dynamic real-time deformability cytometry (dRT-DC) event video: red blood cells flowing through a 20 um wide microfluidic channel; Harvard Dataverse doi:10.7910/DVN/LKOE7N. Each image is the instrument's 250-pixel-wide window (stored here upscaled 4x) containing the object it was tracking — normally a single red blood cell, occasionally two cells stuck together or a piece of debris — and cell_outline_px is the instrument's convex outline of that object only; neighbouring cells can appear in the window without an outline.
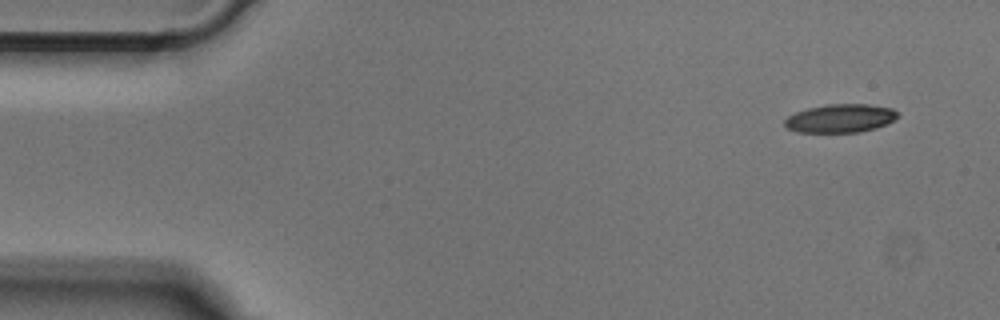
{"species": "Egyptian fruit bat (a non-hibernating species)", "species_latin": "Rousettus aegyptiacus", "temperature_condition": "cold", "stored_images_in_passage": 45, "camera_frame_rate_fps": 3000, "um_per_image_px": 0.085, "animal": {"sex": "male"}, "frame": {"image": 1, "passage_image": 1, "time_ms": 0.0, "image_size_px": [1000, 320], "cell_outline_px": [[900, 116], [876, 128], [860, 132], [796, 132], [788, 128], [784, 124], [784, 120], [788, 116], [796, 112], [808, 108], [828, 104], [868, 104], [892, 108], [900, 112]], "centroid_in_image_um": [71.45, 10.05], "position_along_channel_um": 13.6, "area_um2": 18.73}}
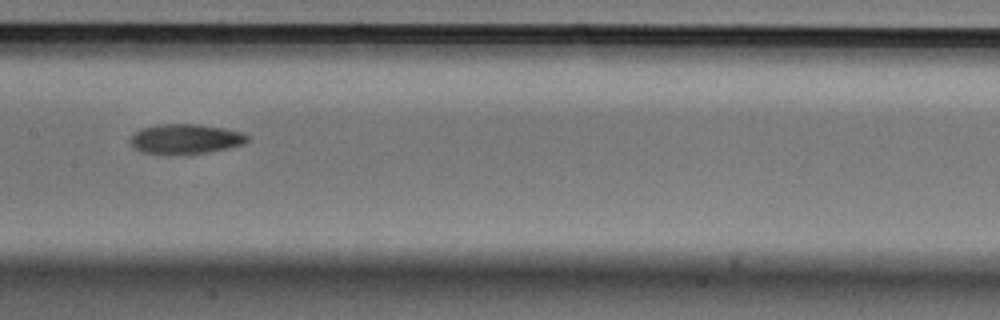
{"frame": {"image": 2, "passage_image": 22, "time_ms": 7.0, "image_size_px": [1000, 320], "cell_outline_px": [[248, 140], [244, 144], [228, 148], [204, 152], [172, 156], [164, 156], [140, 152], [132, 148], [128, 140], [140, 128], [160, 124], [196, 124], [224, 128], [240, 132], [248, 136]], "centroid_in_image_um": [15.67, 11.84], "position_along_channel_um": 191.7, "area_um2": 20.81}}
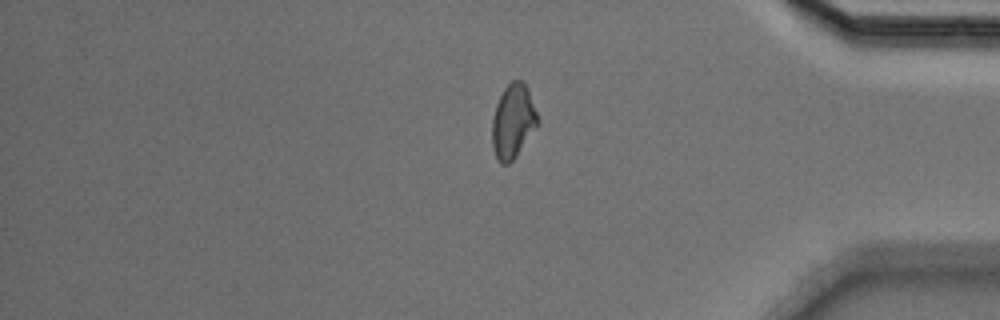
{"frame": {"image": 3, "passage_image": 39, "time_ms": 12.667, "image_size_px": [1000, 320], "cell_outline_px": [[540, 124], [516, 156], [508, 164], [500, 164], [492, 148], [492, 120], [496, 104], [504, 88], [512, 80], [524, 80], [540, 120]], "centroid_in_image_um": [43.62, 10.31], "position_along_channel_um": 391.6, "area_um2": 19.88}}